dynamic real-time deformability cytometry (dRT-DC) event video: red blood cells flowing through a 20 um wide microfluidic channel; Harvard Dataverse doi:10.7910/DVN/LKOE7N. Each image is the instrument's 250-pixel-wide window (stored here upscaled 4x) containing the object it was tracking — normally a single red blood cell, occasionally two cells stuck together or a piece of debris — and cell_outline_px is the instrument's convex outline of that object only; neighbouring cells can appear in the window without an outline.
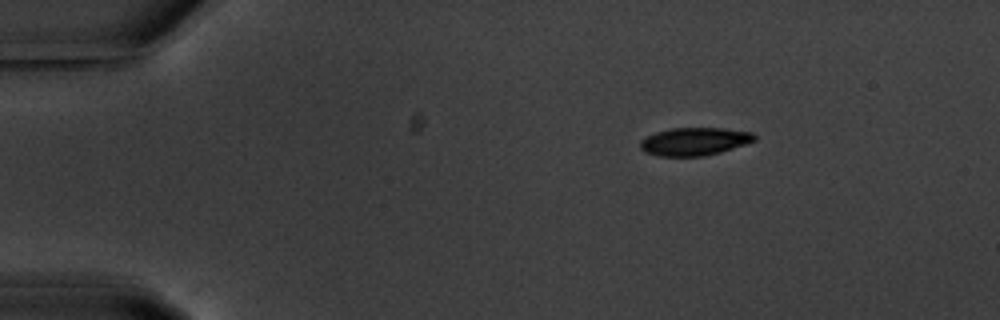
{"species": "common noctule bat (a hibernating species)", "species_latin": "Nyctalus noctula", "temperature_condition": "warm", "stored_images_in_passage": 4, "camera_frame_rate_fps": 3000, "um_per_image_px": 0.085, "animal": {"sex": "male", "body_mass_g": 20.1, "forearm_length_mm": 53.5}, "frame": {"image": 1, "passage_image": 1, "time_ms": 0.0, "image_size_px": [1000, 320], "cell_outline_px": [[756, 140], [720, 152], [704, 156], [656, 156], [644, 152], [640, 148], [640, 140], [656, 132], [672, 128], [724, 128], [752, 132], [756, 136]], "centroid_in_image_um": [59.01, 12.02], "position_along_channel_um": 26.0, "area_um2": 18.55}}
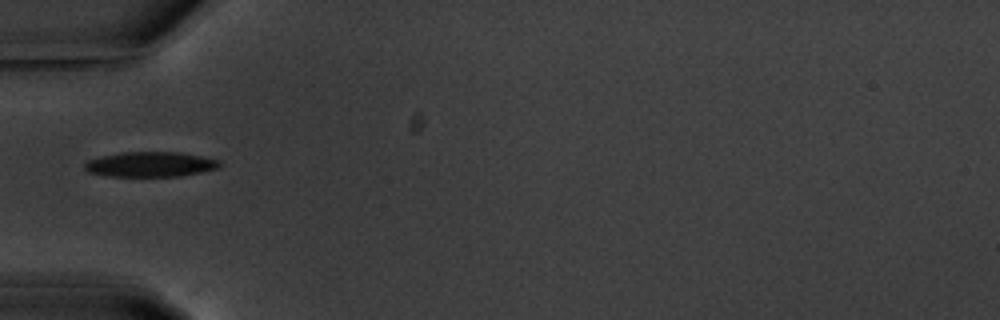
{"frame": {"image": 2, "passage_image": 4, "time_ms": 3.333, "image_size_px": [1000, 320], "cell_outline_px": [[220, 168], [180, 176], [104, 176], [88, 172], [84, 168], [84, 164], [88, 160], [100, 156], [120, 152], [180, 152], [220, 160]], "centroid_in_image_um": [12.75, 13.96], "position_along_channel_um": 72.2, "area_um2": 19.77}}